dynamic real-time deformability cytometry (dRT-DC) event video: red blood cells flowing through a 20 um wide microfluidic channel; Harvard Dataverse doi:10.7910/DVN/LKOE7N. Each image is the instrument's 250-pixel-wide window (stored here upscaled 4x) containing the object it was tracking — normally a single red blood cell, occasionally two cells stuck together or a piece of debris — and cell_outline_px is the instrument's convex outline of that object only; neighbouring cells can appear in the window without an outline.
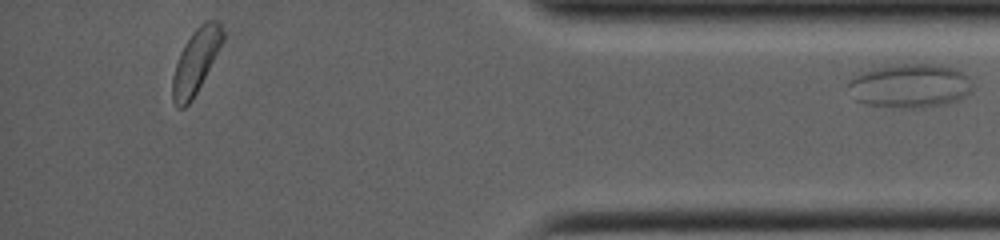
{"species": "common noctule bat (a hibernating species)", "species_latin": "Nyctalus noctula", "temperature_condition": "room temperature", "stored_images_in_passage": 56, "segment_of_instrument_passage": [2, 2], "camera_frame_rate_fps": 4000, "um_per_image_px": 0.085, "animal": {"sex": "female", "body_mass_g": 19.0, "forearm_length_mm": 53.3}, "frame": {"image": 1, "passage_image": 56, "time_ms": 11.5, "image_size_px": [1000, 240], "cell_outline_px": [[972, 92], [968, 96], [960, 100], [944, 104], [920, 108], [900, 108], [864, 104], [856, 100], [848, 84], [848, 80], [860, 72], [876, 68], [900, 64], [932, 64], [956, 68], [964, 72], [968, 76], [972, 84]], "centroid_in_image_um": [77.4, 7.3], "position_along_channel_um": 357.8, "area_um2": 32.08}}